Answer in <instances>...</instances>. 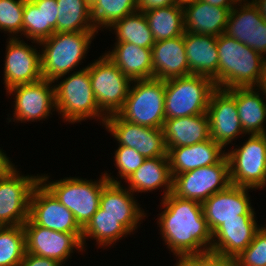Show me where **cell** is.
Instances as JSON below:
<instances>
[{"instance_id": "5bb4252c", "label": "cell", "mask_w": 266, "mask_h": 266, "mask_svg": "<svg viewBox=\"0 0 266 266\" xmlns=\"http://www.w3.org/2000/svg\"><path fill=\"white\" fill-rule=\"evenodd\" d=\"M22 226L25 232L26 252L32 255L66 264L74 251L77 250L79 253L84 250L81 243L82 234L50 230L36 225L30 218Z\"/></svg>"}, {"instance_id": "836d02e7", "label": "cell", "mask_w": 266, "mask_h": 266, "mask_svg": "<svg viewBox=\"0 0 266 266\" xmlns=\"http://www.w3.org/2000/svg\"><path fill=\"white\" fill-rule=\"evenodd\" d=\"M136 11L138 6L135 0H97L91 7V17L98 32Z\"/></svg>"}, {"instance_id": "e0dca14e", "label": "cell", "mask_w": 266, "mask_h": 266, "mask_svg": "<svg viewBox=\"0 0 266 266\" xmlns=\"http://www.w3.org/2000/svg\"><path fill=\"white\" fill-rule=\"evenodd\" d=\"M7 40L3 68L5 90L42 79L40 49L36 45H28L20 37Z\"/></svg>"}, {"instance_id": "7402d4cb", "label": "cell", "mask_w": 266, "mask_h": 266, "mask_svg": "<svg viewBox=\"0 0 266 266\" xmlns=\"http://www.w3.org/2000/svg\"><path fill=\"white\" fill-rule=\"evenodd\" d=\"M212 138L201 143L168 148L167 155L172 175L185 173L204 166L218 163L226 150Z\"/></svg>"}, {"instance_id": "d6a6232c", "label": "cell", "mask_w": 266, "mask_h": 266, "mask_svg": "<svg viewBox=\"0 0 266 266\" xmlns=\"http://www.w3.org/2000/svg\"><path fill=\"white\" fill-rule=\"evenodd\" d=\"M57 32L97 31L91 17V7L85 0H56Z\"/></svg>"}, {"instance_id": "ac0fdd59", "label": "cell", "mask_w": 266, "mask_h": 266, "mask_svg": "<svg viewBox=\"0 0 266 266\" xmlns=\"http://www.w3.org/2000/svg\"><path fill=\"white\" fill-rule=\"evenodd\" d=\"M224 34L266 55V20L252 0H241L230 10Z\"/></svg>"}, {"instance_id": "f546056e", "label": "cell", "mask_w": 266, "mask_h": 266, "mask_svg": "<svg viewBox=\"0 0 266 266\" xmlns=\"http://www.w3.org/2000/svg\"><path fill=\"white\" fill-rule=\"evenodd\" d=\"M131 233L119 222L117 218L103 213V209L99 206L96 213L88 221V223L82 228V246L84 251L86 250V241L96 240L97 246L105 249L117 243L123 237H128Z\"/></svg>"}, {"instance_id": "d6986e66", "label": "cell", "mask_w": 266, "mask_h": 266, "mask_svg": "<svg viewBox=\"0 0 266 266\" xmlns=\"http://www.w3.org/2000/svg\"><path fill=\"white\" fill-rule=\"evenodd\" d=\"M29 218L36 224L50 230L82 234V228L75 221L73 213L60 203L39 181L30 197Z\"/></svg>"}, {"instance_id": "83f0119b", "label": "cell", "mask_w": 266, "mask_h": 266, "mask_svg": "<svg viewBox=\"0 0 266 266\" xmlns=\"http://www.w3.org/2000/svg\"><path fill=\"white\" fill-rule=\"evenodd\" d=\"M105 55L131 80L152 79V50L133 43H114Z\"/></svg>"}, {"instance_id": "ee69618b", "label": "cell", "mask_w": 266, "mask_h": 266, "mask_svg": "<svg viewBox=\"0 0 266 266\" xmlns=\"http://www.w3.org/2000/svg\"><path fill=\"white\" fill-rule=\"evenodd\" d=\"M15 164L11 162V159L4 153V150L0 148V177L7 174Z\"/></svg>"}, {"instance_id": "8d00e7d4", "label": "cell", "mask_w": 266, "mask_h": 266, "mask_svg": "<svg viewBox=\"0 0 266 266\" xmlns=\"http://www.w3.org/2000/svg\"><path fill=\"white\" fill-rule=\"evenodd\" d=\"M23 36L37 44L45 39L43 5H36L32 0H26L23 11Z\"/></svg>"}, {"instance_id": "4dcf8cb0", "label": "cell", "mask_w": 266, "mask_h": 266, "mask_svg": "<svg viewBox=\"0 0 266 266\" xmlns=\"http://www.w3.org/2000/svg\"><path fill=\"white\" fill-rule=\"evenodd\" d=\"M155 41L182 36L185 33L184 11L181 4L142 11Z\"/></svg>"}, {"instance_id": "484cf974", "label": "cell", "mask_w": 266, "mask_h": 266, "mask_svg": "<svg viewBox=\"0 0 266 266\" xmlns=\"http://www.w3.org/2000/svg\"><path fill=\"white\" fill-rule=\"evenodd\" d=\"M173 177L170 171L168 157L145 159L143 164L125 180L126 186L132 193H148L162 187L166 197L172 192Z\"/></svg>"}, {"instance_id": "8fae6325", "label": "cell", "mask_w": 266, "mask_h": 266, "mask_svg": "<svg viewBox=\"0 0 266 266\" xmlns=\"http://www.w3.org/2000/svg\"><path fill=\"white\" fill-rule=\"evenodd\" d=\"M17 166L0 177V227L23 225L29 219L30 197L40 176L23 175Z\"/></svg>"}, {"instance_id": "8992f818", "label": "cell", "mask_w": 266, "mask_h": 266, "mask_svg": "<svg viewBox=\"0 0 266 266\" xmlns=\"http://www.w3.org/2000/svg\"><path fill=\"white\" fill-rule=\"evenodd\" d=\"M216 88L212 79L195 74L165 80V118L206 113Z\"/></svg>"}, {"instance_id": "52a82bcc", "label": "cell", "mask_w": 266, "mask_h": 266, "mask_svg": "<svg viewBox=\"0 0 266 266\" xmlns=\"http://www.w3.org/2000/svg\"><path fill=\"white\" fill-rule=\"evenodd\" d=\"M123 108L117 113L129 123L163 128L165 122V81L132 80Z\"/></svg>"}, {"instance_id": "4fadbf2b", "label": "cell", "mask_w": 266, "mask_h": 266, "mask_svg": "<svg viewBox=\"0 0 266 266\" xmlns=\"http://www.w3.org/2000/svg\"><path fill=\"white\" fill-rule=\"evenodd\" d=\"M104 127L118 146L134 148L145 159L168 157L163 128H152L129 123L118 114L109 115Z\"/></svg>"}, {"instance_id": "44dd1931", "label": "cell", "mask_w": 266, "mask_h": 266, "mask_svg": "<svg viewBox=\"0 0 266 266\" xmlns=\"http://www.w3.org/2000/svg\"><path fill=\"white\" fill-rule=\"evenodd\" d=\"M257 219L226 220L212 233L210 253L236 258L253 241L255 233L261 228Z\"/></svg>"}, {"instance_id": "ffe728a7", "label": "cell", "mask_w": 266, "mask_h": 266, "mask_svg": "<svg viewBox=\"0 0 266 266\" xmlns=\"http://www.w3.org/2000/svg\"><path fill=\"white\" fill-rule=\"evenodd\" d=\"M109 181L102 189L100 207L103 213L119 221L131 234L137 230L144 217H147L134 195L127 187L121 185L119 177L114 178L111 172H103ZM136 199V200H135Z\"/></svg>"}, {"instance_id": "4316f807", "label": "cell", "mask_w": 266, "mask_h": 266, "mask_svg": "<svg viewBox=\"0 0 266 266\" xmlns=\"http://www.w3.org/2000/svg\"><path fill=\"white\" fill-rule=\"evenodd\" d=\"M163 131L167 149L194 145L211 138L209 120L206 113L165 119Z\"/></svg>"}, {"instance_id": "7c38bea8", "label": "cell", "mask_w": 266, "mask_h": 266, "mask_svg": "<svg viewBox=\"0 0 266 266\" xmlns=\"http://www.w3.org/2000/svg\"><path fill=\"white\" fill-rule=\"evenodd\" d=\"M8 95H14L13 117L7 118L16 122H37L48 119L52 112H56L53 81L44 78L27 84L11 87L6 91Z\"/></svg>"}, {"instance_id": "60d3db41", "label": "cell", "mask_w": 266, "mask_h": 266, "mask_svg": "<svg viewBox=\"0 0 266 266\" xmlns=\"http://www.w3.org/2000/svg\"><path fill=\"white\" fill-rule=\"evenodd\" d=\"M196 266H237L235 258L206 253L189 258Z\"/></svg>"}, {"instance_id": "f907efd6", "label": "cell", "mask_w": 266, "mask_h": 266, "mask_svg": "<svg viewBox=\"0 0 266 266\" xmlns=\"http://www.w3.org/2000/svg\"><path fill=\"white\" fill-rule=\"evenodd\" d=\"M85 1L90 7H92L97 2V0H85Z\"/></svg>"}, {"instance_id": "7bdbcfd3", "label": "cell", "mask_w": 266, "mask_h": 266, "mask_svg": "<svg viewBox=\"0 0 266 266\" xmlns=\"http://www.w3.org/2000/svg\"><path fill=\"white\" fill-rule=\"evenodd\" d=\"M176 4H178L176 0H139L137 2L138 11H147Z\"/></svg>"}, {"instance_id": "d4e9b609", "label": "cell", "mask_w": 266, "mask_h": 266, "mask_svg": "<svg viewBox=\"0 0 266 266\" xmlns=\"http://www.w3.org/2000/svg\"><path fill=\"white\" fill-rule=\"evenodd\" d=\"M182 6L185 32L216 37L225 32L232 8L211 6L202 0L191 1Z\"/></svg>"}, {"instance_id": "cb8c5ba5", "label": "cell", "mask_w": 266, "mask_h": 266, "mask_svg": "<svg viewBox=\"0 0 266 266\" xmlns=\"http://www.w3.org/2000/svg\"><path fill=\"white\" fill-rule=\"evenodd\" d=\"M184 45L189 65V75L208 77L213 80L217 87L219 64L217 37L185 32Z\"/></svg>"}, {"instance_id": "f35d334b", "label": "cell", "mask_w": 266, "mask_h": 266, "mask_svg": "<svg viewBox=\"0 0 266 266\" xmlns=\"http://www.w3.org/2000/svg\"><path fill=\"white\" fill-rule=\"evenodd\" d=\"M144 160L145 158L134 148L119 146L114 152V166L118 170L117 177L126 180L143 164Z\"/></svg>"}, {"instance_id": "1f68e13d", "label": "cell", "mask_w": 266, "mask_h": 266, "mask_svg": "<svg viewBox=\"0 0 266 266\" xmlns=\"http://www.w3.org/2000/svg\"><path fill=\"white\" fill-rule=\"evenodd\" d=\"M114 30L116 43L129 42L142 48H152L155 40L147 18L142 11H136L115 22L109 31Z\"/></svg>"}, {"instance_id": "f6af8a7d", "label": "cell", "mask_w": 266, "mask_h": 266, "mask_svg": "<svg viewBox=\"0 0 266 266\" xmlns=\"http://www.w3.org/2000/svg\"><path fill=\"white\" fill-rule=\"evenodd\" d=\"M202 1L209 3L211 6L233 8L241 0H202Z\"/></svg>"}, {"instance_id": "9c48e42d", "label": "cell", "mask_w": 266, "mask_h": 266, "mask_svg": "<svg viewBox=\"0 0 266 266\" xmlns=\"http://www.w3.org/2000/svg\"><path fill=\"white\" fill-rule=\"evenodd\" d=\"M86 68L100 110L106 116L117 114L124 106L132 80L104 53Z\"/></svg>"}, {"instance_id": "c3c4849f", "label": "cell", "mask_w": 266, "mask_h": 266, "mask_svg": "<svg viewBox=\"0 0 266 266\" xmlns=\"http://www.w3.org/2000/svg\"><path fill=\"white\" fill-rule=\"evenodd\" d=\"M174 266H196V265L188 258V259H176V263L174 264Z\"/></svg>"}, {"instance_id": "3957f363", "label": "cell", "mask_w": 266, "mask_h": 266, "mask_svg": "<svg viewBox=\"0 0 266 266\" xmlns=\"http://www.w3.org/2000/svg\"><path fill=\"white\" fill-rule=\"evenodd\" d=\"M67 76H60L53 81L55 107L63 122L75 124L97 118L103 127L107 116L100 110L94 97L89 70L85 66Z\"/></svg>"}, {"instance_id": "6da1fadb", "label": "cell", "mask_w": 266, "mask_h": 266, "mask_svg": "<svg viewBox=\"0 0 266 266\" xmlns=\"http://www.w3.org/2000/svg\"><path fill=\"white\" fill-rule=\"evenodd\" d=\"M160 206L164 210L157 214L159 233L176 259H188L210 252L212 233L201 203L169 193L161 199Z\"/></svg>"}, {"instance_id": "603a6c76", "label": "cell", "mask_w": 266, "mask_h": 266, "mask_svg": "<svg viewBox=\"0 0 266 266\" xmlns=\"http://www.w3.org/2000/svg\"><path fill=\"white\" fill-rule=\"evenodd\" d=\"M151 50L153 78L165 81L189 75L184 34L172 39L155 41Z\"/></svg>"}, {"instance_id": "7a4b0ae2", "label": "cell", "mask_w": 266, "mask_h": 266, "mask_svg": "<svg viewBox=\"0 0 266 266\" xmlns=\"http://www.w3.org/2000/svg\"><path fill=\"white\" fill-rule=\"evenodd\" d=\"M217 51V88L229 90L258 86L266 64V56L224 33L217 37Z\"/></svg>"}, {"instance_id": "bcb514c9", "label": "cell", "mask_w": 266, "mask_h": 266, "mask_svg": "<svg viewBox=\"0 0 266 266\" xmlns=\"http://www.w3.org/2000/svg\"><path fill=\"white\" fill-rule=\"evenodd\" d=\"M257 88L260 90V92L264 96H266V64H265V67H264V70H263V73L261 75V79H260V82H259Z\"/></svg>"}, {"instance_id": "74e56055", "label": "cell", "mask_w": 266, "mask_h": 266, "mask_svg": "<svg viewBox=\"0 0 266 266\" xmlns=\"http://www.w3.org/2000/svg\"><path fill=\"white\" fill-rule=\"evenodd\" d=\"M237 266H266V225L255 233L253 241L236 258Z\"/></svg>"}, {"instance_id": "d590c367", "label": "cell", "mask_w": 266, "mask_h": 266, "mask_svg": "<svg viewBox=\"0 0 266 266\" xmlns=\"http://www.w3.org/2000/svg\"><path fill=\"white\" fill-rule=\"evenodd\" d=\"M26 0H0V31L9 38L23 36V11ZM20 34V35H18Z\"/></svg>"}, {"instance_id": "9a60e30c", "label": "cell", "mask_w": 266, "mask_h": 266, "mask_svg": "<svg viewBox=\"0 0 266 266\" xmlns=\"http://www.w3.org/2000/svg\"><path fill=\"white\" fill-rule=\"evenodd\" d=\"M206 114L210 137L224 149L244 134L236 108V88H216L211 94Z\"/></svg>"}, {"instance_id": "ba28073f", "label": "cell", "mask_w": 266, "mask_h": 266, "mask_svg": "<svg viewBox=\"0 0 266 266\" xmlns=\"http://www.w3.org/2000/svg\"><path fill=\"white\" fill-rule=\"evenodd\" d=\"M226 151L232 185L250 189L266 187V134L249 135L240 147Z\"/></svg>"}, {"instance_id": "7dc6e473", "label": "cell", "mask_w": 266, "mask_h": 266, "mask_svg": "<svg viewBox=\"0 0 266 266\" xmlns=\"http://www.w3.org/2000/svg\"><path fill=\"white\" fill-rule=\"evenodd\" d=\"M259 9L260 14L266 20V0H252Z\"/></svg>"}, {"instance_id": "277c9868", "label": "cell", "mask_w": 266, "mask_h": 266, "mask_svg": "<svg viewBox=\"0 0 266 266\" xmlns=\"http://www.w3.org/2000/svg\"><path fill=\"white\" fill-rule=\"evenodd\" d=\"M96 34L97 31L55 32L49 38L40 41L38 46L42 47V77L54 81L77 70L86 58Z\"/></svg>"}, {"instance_id": "681fc988", "label": "cell", "mask_w": 266, "mask_h": 266, "mask_svg": "<svg viewBox=\"0 0 266 266\" xmlns=\"http://www.w3.org/2000/svg\"><path fill=\"white\" fill-rule=\"evenodd\" d=\"M191 1H195V0H176V2H177L178 4H181V5H184V4H186V3H188V2H191Z\"/></svg>"}, {"instance_id": "ab89813d", "label": "cell", "mask_w": 266, "mask_h": 266, "mask_svg": "<svg viewBox=\"0 0 266 266\" xmlns=\"http://www.w3.org/2000/svg\"><path fill=\"white\" fill-rule=\"evenodd\" d=\"M36 5H43L45 39L57 32L58 5L56 0H32Z\"/></svg>"}, {"instance_id": "2e32d148", "label": "cell", "mask_w": 266, "mask_h": 266, "mask_svg": "<svg viewBox=\"0 0 266 266\" xmlns=\"http://www.w3.org/2000/svg\"><path fill=\"white\" fill-rule=\"evenodd\" d=\"M254 190L230 184L202 203L203 214L208 227L213 233L226 220L256 219L249 191Z\"/></svg>"}, {"instance_id": "b9f144b4", "label": "cell", "mask_w": 266, "mask_h": 266, "mask_svg": "<svg viewBox=\"0 0 266 266\" xmlns=\"http://www.w3.org/2000/svg\"><path fill=\"white\" fill-rule=\"evenodd\" d=\"M19 266H64V265L54 259L39 257L26 252Z\"/></svg>"}, {"instance_id": "5b68a950", "label": "cell", "mask_w": 266, "mask_h": 266, "mask_svg": "<svg viewBox=\"0 0 266 266\" xmlns=\"http://www.w3.org/2000/svg\"><path fill=\"white\" fill-rule=\"evenodd\" d=\"M40 182L54 197L69 209L75 221L83 228L100 206L103 187L109 182L102 173L98 180H87L79 177H66L49 181L48 174H42Z\"/></svg>"}, {"instance_id": "f1b7e54d", "label": "cell", "mask_w": 266, "mask_h": 266, "mask_svg": "<svg viewBox=\"0 0 266 266\" xmlns=\"http://www.w3.org/2000/svg\"><path fill=\"white\" fill-rule=\"evenodd\" d=\"M236 108L245 135L266 134V97L257 87H237Z\"/></svg>"}, {"instance_id": "e575fe53", "label": "cell", "mask_w": 266, "mask_h": 266, "mask_svg": "<svg viewBox=\"0 0 266 266\" xmlns=\"http://www.w3.org/2000/svg\"><path fill=\"white\" fill-rule=\"evenodd\" d=\"M26 253L22 225L0 227V266H19Z\"/></svg>"}, {"instance_id": "30bf717a", "label": "cell", "mask_w": 266, "mask_h": 266, "mask_svg": "<svg viewBox=\"0 0 266 266\" xmlns=\"http://www.w3.org/2000/svg\"><path fill=\"white\" fill-rule=\"evenodd\" d=\"M172 194L203 203L230 184L229 162L226 155L216 164L172 175Z\"/></svg>"}]
</instances>
